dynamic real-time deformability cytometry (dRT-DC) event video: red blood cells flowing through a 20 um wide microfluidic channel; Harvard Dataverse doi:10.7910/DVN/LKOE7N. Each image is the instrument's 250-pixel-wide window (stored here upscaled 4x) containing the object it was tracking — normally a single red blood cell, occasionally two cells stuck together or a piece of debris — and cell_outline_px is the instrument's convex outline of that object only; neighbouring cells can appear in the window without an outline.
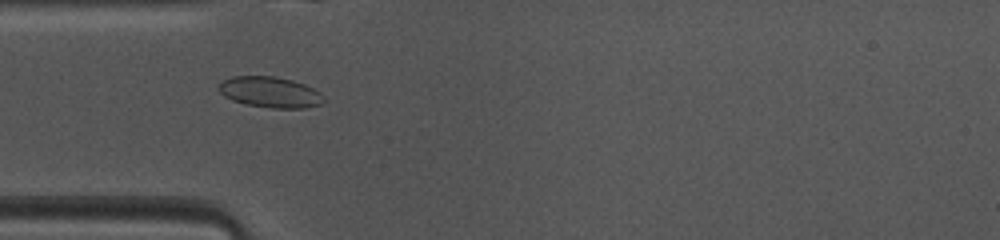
{"species": "common noctule bat (a hibernating species)", "species_latin": "Nyctalus noctula", "temperature_condition": "warm", "stored_images_in_passage": 47, "camera_frame_rate_fps": 3000, "um_per_image_px": 0.085, "animal": {"sex": "female", "body_mass_g": 10.0, "forearm_length_mm": 53.1}, "frame": {"image": 1, "passage_image": 13, "time_ms": 4.0, "image_size_px": [1000, 240], "cell_outline_px": [[324, 104], [304, 108], [272, 108], [248, 104], [232, 100], [224, 96], [216, 88], [224, 80], [232, 76], [276, 76], [292, 80], [304, 84], [320, 92], [324, 96]], "centroid_in_image_um": [22.98, 7.83], "position_along_channel_um": 62.0, "area_um2": 18.9}}
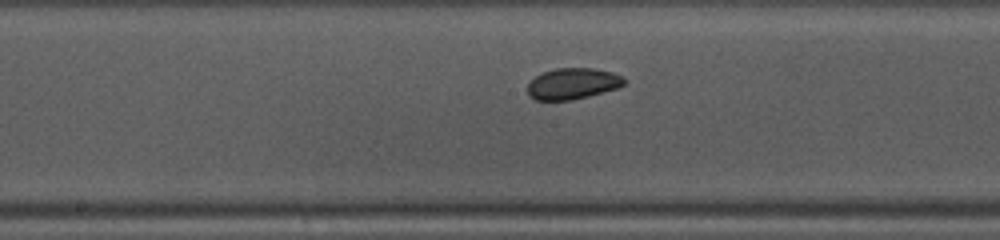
{"frame": {"image": 2, "passage_image": 23, "time_ms": 7.333, "image_size_px": [1000, 240], "cell_outline_px": [[624, 84], [616, 88], [588, 96], [572, 100], [536, 100], [528, 96], [528, 84], [536, 76], [544, 72], [556, 68], [592, 68], [612, 72], [620, 76], [624, 80]], "centroid_in_image_um": [48.64, 7.11], "position_along_channel_um": 199.6, "area_um2": 17.28}}
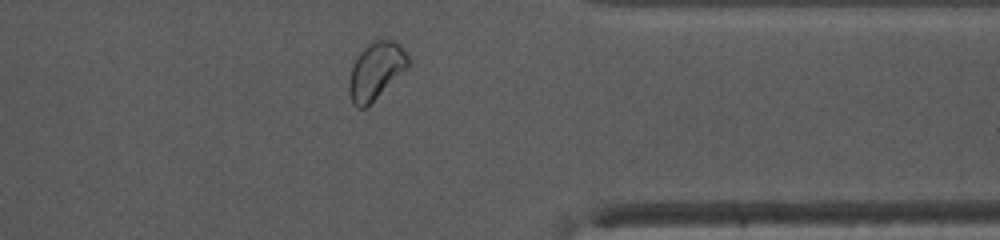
{"frame": {"image": 3, "passage_image": 37, "time_ms": 12.0, "image_size_px": [1000, 240], "cell_outline_px": [[408, 68], [364, 108], [356, 108], [352, 104], [348, 92], [348, 80], [352, 64], [356, 56], [368, 44], [376, 40], [392, 40], [400, 44], [408, 56]], "centroid_in_image_um": [31.91, 6.02], "position_along_channel_um": 379.5, "area_um2": 19.59}, "authors_computed_cell_mechanics": {"area_um2": 18.9006, "velocity_mm_per_s": 4.096, "shape_relaxation_time_tau1_ms": 1.8834, "shape_relaxation_time_tau2_ms": null, "deformation_change_tau1": 0.0481, "deformation_change_tau2": null}}